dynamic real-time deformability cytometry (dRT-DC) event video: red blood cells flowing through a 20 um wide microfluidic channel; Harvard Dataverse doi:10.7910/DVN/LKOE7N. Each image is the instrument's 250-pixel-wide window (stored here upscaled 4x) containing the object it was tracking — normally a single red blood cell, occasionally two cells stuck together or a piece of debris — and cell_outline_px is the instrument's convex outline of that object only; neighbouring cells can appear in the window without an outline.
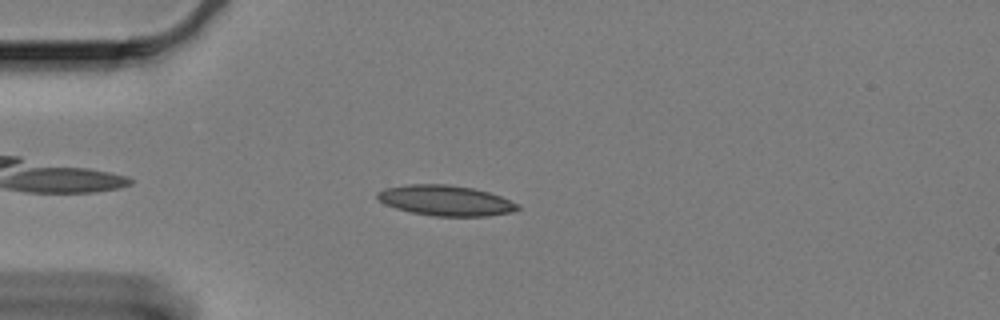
{"species": "Egyptian fruit bat (a non-hibernating species)", "species_latin": "Rousettus aegyptiacus", "temperature_condition": "cold", "stored_images_in_passage": 52, "camera_frame_rate_fps": 3000, "um_per_image_px": 0.085, "animal": {"sex": "female"}, "frame": {"image": 1, "passage_image": 7, "time_ms": 2.0, "image_size_px": [1000, 320], "cell_outline_px": [[520, 208], [512, 212], [484, 216], [436, 216], [412, 212], [396, 208], [384, 204], [376, 196], [376, 192], [384, 188], [408, 184], [448, 184], [472, 188], [488, 192], [500, 196], [520, 204]], "centroid_in_image_um": [37.87, 17.03], "position_along_channel_um": 47.1, "area_um2": 24.8}}
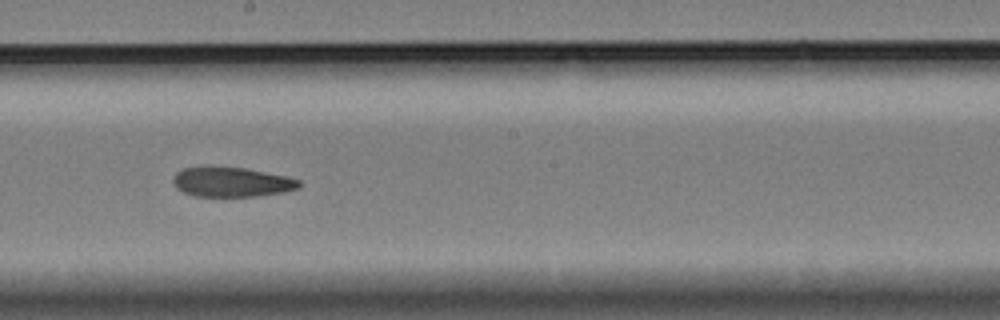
{"frame": {"image": 2, "passage_image": 25, "time_ms": 8.0, "image_size_px": [1000, 320], "cell_outline_px": [[300, 188], [284, 192], [256, 196], [196, 196], [184, 192], [176, 188], [172, 184], [172, 180], [176, 172], [184, 168], [208, 164], [244, 168], [284, 176], [300, 180]], "centroid_in_image_um": [19.62, 15.44], "position_along_channel_um": 228.6, "area_um2": 22.2}}
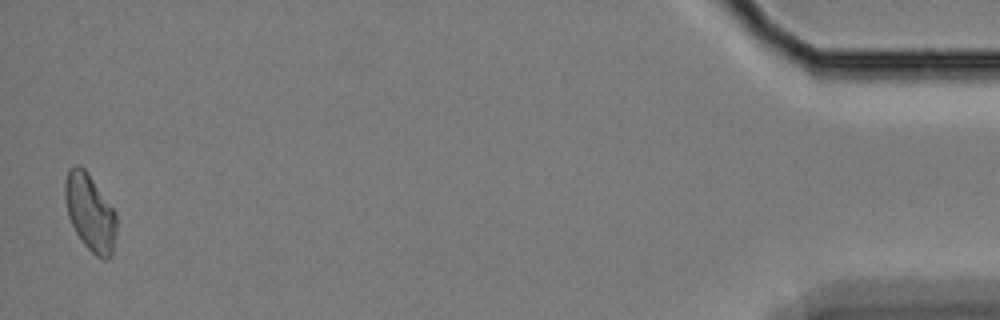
{"frame": {"image": 3, "passage_image": 51, "time_ms": 16.667, "image_size_px": [1000, 320], "cell_outline_px": [[116, 228], [112, 252], [108, 260], [104, 260], [96, 256], [84, 244], [76, 232], [68, 216], [64, 196], [64, 184], [68, 168], [76, 164], [84, 168], [88, 172], [116, 212]], "centroid_in_image_um": [7.64, 18.03], "position_along_channel_um": 427.6, "area_um2": 23.06}, "authors_computed_cell_mechanics": {"area_um2": 23.0911, "velocity_mm_per_s": 3.2868, "shape_relaxation_time_tau1_ms": null, "shape_relaxation_time_tau2_ms": 4.1397, "deformation_change_tau1": null, "deformation_change_tau2": 0.111}}